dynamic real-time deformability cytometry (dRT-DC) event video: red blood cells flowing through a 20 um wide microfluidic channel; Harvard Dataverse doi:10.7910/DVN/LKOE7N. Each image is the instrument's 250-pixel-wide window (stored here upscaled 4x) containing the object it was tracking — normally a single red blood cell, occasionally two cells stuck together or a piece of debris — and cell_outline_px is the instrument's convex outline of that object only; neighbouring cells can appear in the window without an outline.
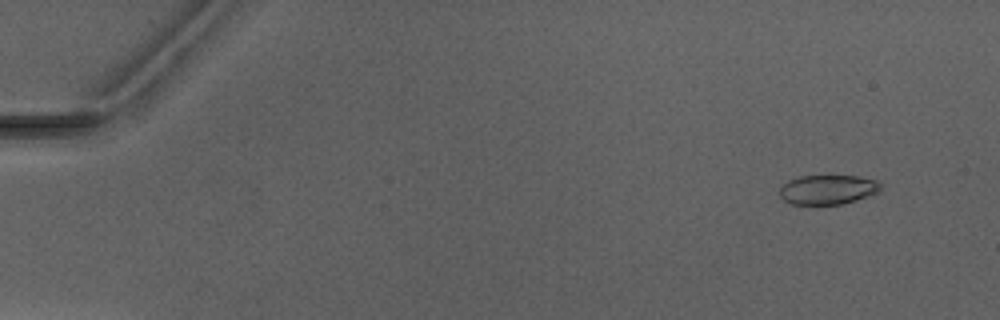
{"species": "Egyptian fruit bat (a non-hibernating species)", "species_latin": "Rousettus aegyptiacus", "temperature_condition": "warm", "stored_images_in_passage": 6, "camera_frame_rate_fps": 3000, "um_per_image_px": 0.085, "animal": {"sex": "male"}, "frame": {"image": 1, "passage_image": 2, "time_ms": 1.333, "image_size_px": [1000, 320], "cell_outline_px": [[880, 192], [856, 200], [840, 204], [792, 204], [784, 200], [780, 196], [780, 188], [788, 180], [800, 176], [860, 176], [876, 180], [880, 184]], "centroid_in_image_um": [70.37, 16.11], "position_along_channel_um": 14.6, "area_um2": 17.28}}
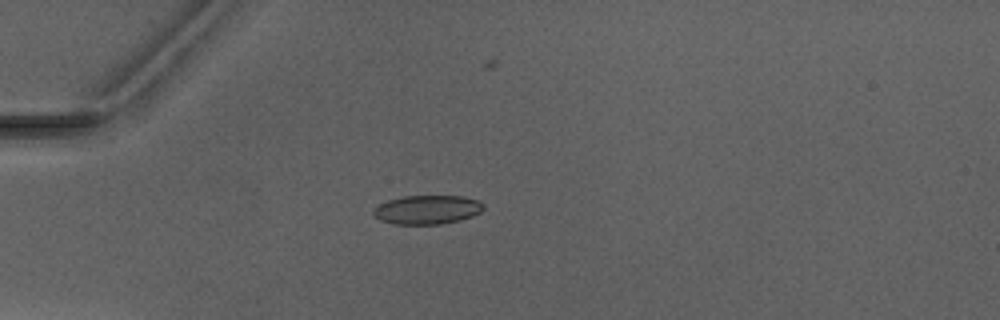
{"frame": {"image": 2, "passage_image": 5, "time_ms": 5.0, "image_size_px": [1000, 320], "cell_outline_px": [[484, 208], [480, 212], [472, 216], [460, 220], [440, 224], [396, 224], [380, 220], [372, 212], [380, 204], [388, 200], [404, 196], [464, 196], [480, 200], [484, 204]], "centroid_in_image_um": [36.36, 17.81], "position_along_channel_um": 48.6, "area_um2": 18.5}}